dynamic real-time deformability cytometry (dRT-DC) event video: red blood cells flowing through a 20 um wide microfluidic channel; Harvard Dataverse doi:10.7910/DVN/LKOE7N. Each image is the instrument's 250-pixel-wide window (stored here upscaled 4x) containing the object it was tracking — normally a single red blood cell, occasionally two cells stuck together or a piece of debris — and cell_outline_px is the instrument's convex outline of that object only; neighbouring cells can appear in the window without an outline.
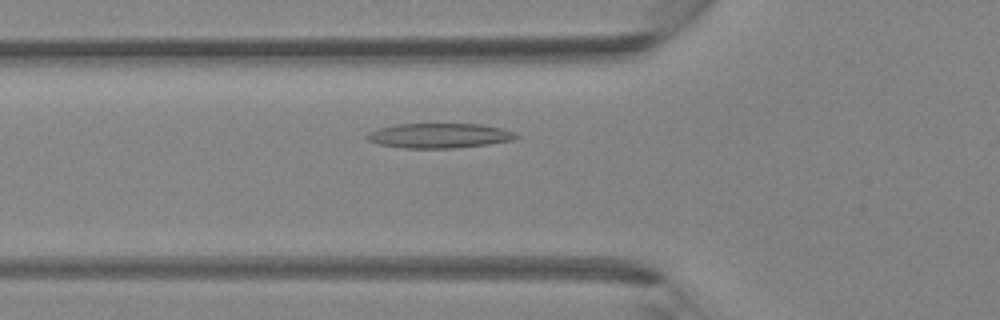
{"species": "Egyptian fruit bat (a non-hibernating species)", "species_latin": "Rousettus aegyptiacus", "temperature_condition": "room temperature", "stored_images_in_passage": 38, "camera_frame_rate_fps": 3000, "um_per_image_px": 0.085, "animal": {"sex": "female"}, "frame": {"image": 1, "passage_image": 11, "time_ms": 3.333, "image_size_px": [1000, 320], "cell_outline_px": [[520, 136], [512, 140], [488, 144], [456, 148], [404, 148], [380, 144], [368, 140], [364, 136], [368, 132], [376, 128], [396, 124], [480, 124], [500, 128], [516, 132]], "centroid_in_image_um": [37.32, 11.52], "position_along_channel_um": 88.5, "area_um2": 21.62}}
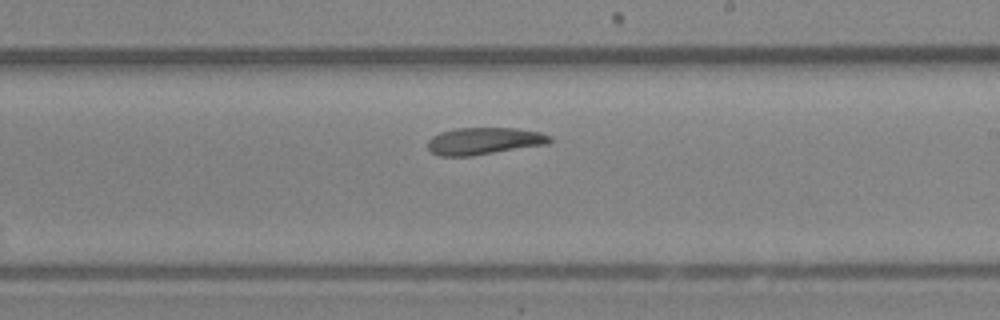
{"frame": {"image": 2, "passage_image": 21, "time_ms": 6.667, "image_size_px": [1000, 320], "cell_outline_px": [[552, 140], [548, 144], [472, 156], [440, 156], [432, 152], [428, 148], [428, 140], [432, 136], [440, 132], [456, 128], [516, 128], [540, 132], [552, 136]], "centroid_in_image_um": [41.16, 11.98], "position_along_channel_um": 247.8, "area_um2": 19.36}}
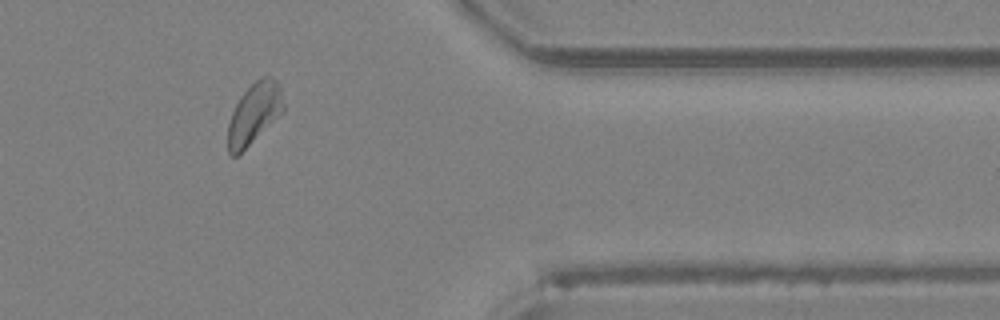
{"frame": {"image": 3, "passage_image": 31, "time_ms": 10.0, "image_size_px": [1000, 320], "cell_outline_px": [[284, 112], [236, 156], [232, 156], [228, 152], [228, 124], [232, 112], [240, 96], [260, 76], [268, 76], [276, 80], [280, 84], [284, 104]], "centroid_in_image_um": [21.62, 9.61], "position_along_channel_um": 389.8, "area_um2": 19.59}}